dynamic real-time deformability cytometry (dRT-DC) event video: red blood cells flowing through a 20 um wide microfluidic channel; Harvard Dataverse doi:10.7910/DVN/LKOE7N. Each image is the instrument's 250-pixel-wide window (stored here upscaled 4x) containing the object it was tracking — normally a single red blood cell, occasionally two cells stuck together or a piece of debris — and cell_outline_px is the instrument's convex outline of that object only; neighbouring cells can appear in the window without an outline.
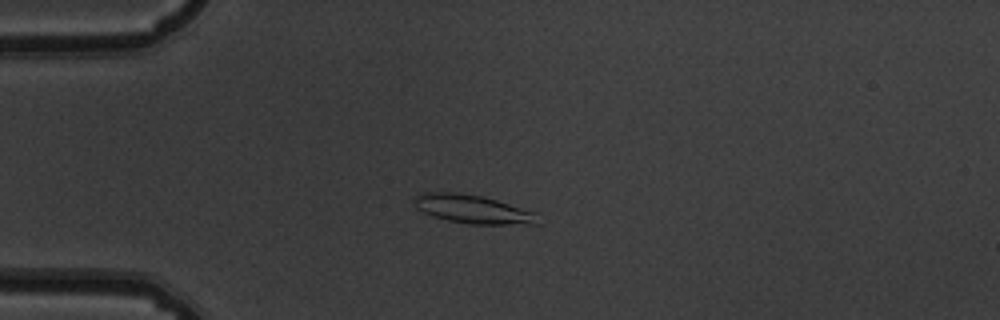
{"species": "common noctule bat (a hibernating species)", "species_latin": "Nyctalus noctula", "temperature_condition": "warm", "stored_images_in_passage": 52, "camera_frame_rate_fps": 3000, "um_per_image_px": 0.085, "animal": {"sex": "male", "body_mass_g": 19.5, "forearm_length_mm": 54.6}, "frame": {"image": 1, "passage_image": 13, "time_ms": 4.0, "image_size_px": [1000, 320], "cell_outline_px": [[540, 224], [468, 224], [448, 220], [432, 216], [416, 208], [412, 200], [416, 196], [424, 192], [452, 192], [480, 196], [496, 200], [536, 212]], "centroid_in_image_um": [40.18, 17.79], "position_along_channel_um": 44.8, "area_um2": 20.46}}
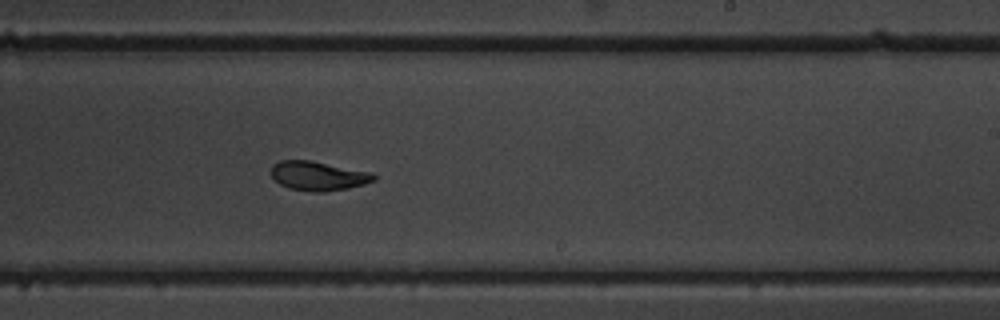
{"frame": {"image": 2, "passage_image": 32, "time_ms": 10.333, "image_size_px": [1000, 320], "cell_outline_px": [[376, 180], [364, 184], [348, 188], [324, 192], [312, 192], [288, 188], [280, 184], [272, 176], [272, 164], [280, 160], [312, 160], [372, 172], [376, 176]], "centroid_in_image_um": [27.06, 14.94], "position_along_channel_um": 261.9, "area_um2": 17.63}}
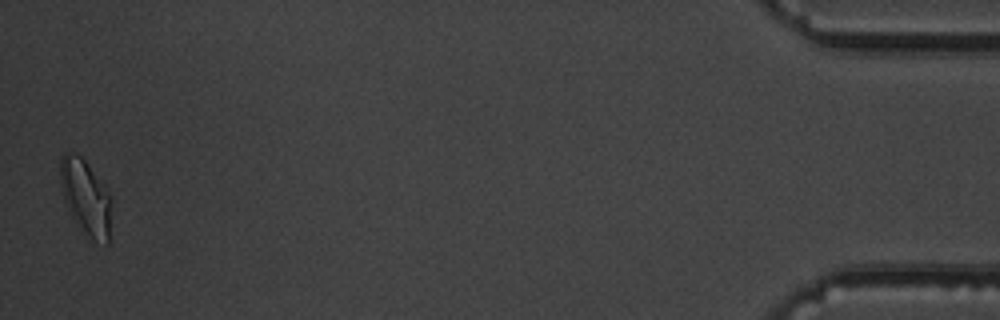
{"frame": {"image": 3, "passage_image": 52, "time_ms": 17.0, "image_size_px": [1000, 320], "cell_outline_px": [[112, 200], [108, 244], [92, 240], [88, 236], [72, 216], [64, 200], [60, 184], [60, 156], [64, 152], [76, 152], [88, 164], [108, 192]], "centroid_in_image_um": [7.28, 16.73], "position_along_channel_um": 427.9, "area_um2": 22.25}, "authors_computed_cell_mechanics": {"area_um2": 18.1781, "velocity_mm_per_s": 3.7827, "shape_relaxation_time_tau1_ms": 3.6078, "shape_relaxation_time_tau2_ms": 2.2155, "deformation_change_tau1": 0.1378, "deformation_change_tau2": 0.0727}}